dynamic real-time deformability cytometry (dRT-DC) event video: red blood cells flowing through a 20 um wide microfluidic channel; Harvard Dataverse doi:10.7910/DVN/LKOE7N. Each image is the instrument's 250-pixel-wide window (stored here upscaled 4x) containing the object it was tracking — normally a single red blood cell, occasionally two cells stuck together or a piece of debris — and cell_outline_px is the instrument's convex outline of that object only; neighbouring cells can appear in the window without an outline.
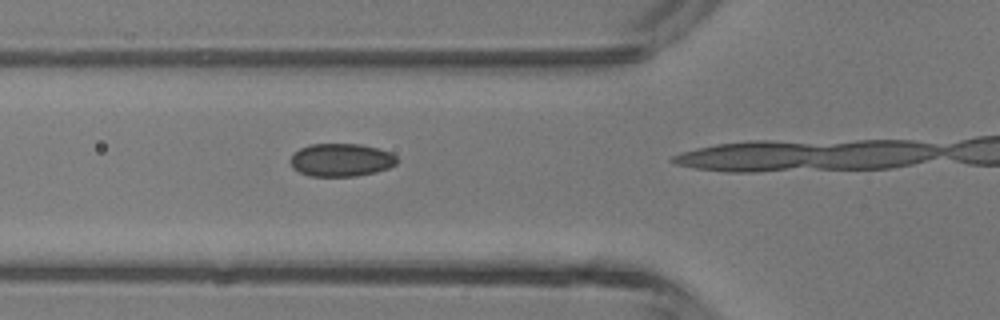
{"species": "common noctule bat (a hibernating species)", "species_latin": "Nyctalus noctula", "temperature_condition": "room temperature", "stored_images_in_passage": 6, "camera_frame_rate_fps": 3000, "um_per_image_px": 0.085, "animal": {"sex": "male", "body_mass_g": 13.3}, "frame": {"image": 1, "passage_image": 5, "time_ms": 4.667, "image_size_px": [1000, 320], "cell_outline_px": [[400, 160], [396, 164], [388, 168], [376, 172], [356, 176], [308, 176], [292, 168], [288, 160], [292, 152], [308, 144], [360, 144], [392, 152]], "centroid_in_image_um": [28.97, 13.59], "position_along_channel_um": 96.8, "area_um2": 20.87}}